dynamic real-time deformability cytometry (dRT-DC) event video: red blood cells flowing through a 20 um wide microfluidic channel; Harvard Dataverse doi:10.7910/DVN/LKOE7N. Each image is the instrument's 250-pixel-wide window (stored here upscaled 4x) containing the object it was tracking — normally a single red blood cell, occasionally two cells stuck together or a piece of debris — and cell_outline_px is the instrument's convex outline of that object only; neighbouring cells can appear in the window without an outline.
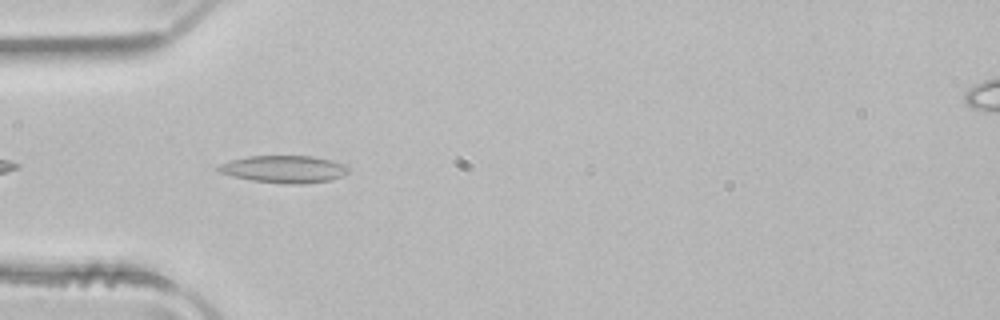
{"species": "common noctule bat (a hibernating species)", "species_latin": "Nyctalus noctula", "temperature_condition": "room temperature", "stored_images_in_passage": 6, "camera_frame_rate_fps": 3000, "um_per_image_px": 0.085, "animal": {"sex": "male", "body_mass_g": 21.5, "forearm_length_mm": 52.0}, "frame": {"image": 1, "passage_image": 3, "time_ms": 0.667, "image_size_px": [1000, 320], "cell_outline_px": [[348, 172], [344, 176], [332, 180], [300, 184], [288, 184], [252, 180], [232, 176], [216, 172], [216, 168], [220, 164], [232, 160], [248, 156], [312, 156], [344, 164], [348, 168]], "centroid_in_image_um": [24.13, 14.38], "position_along_channel_um": 60.9, "area_um2": 20.63}}